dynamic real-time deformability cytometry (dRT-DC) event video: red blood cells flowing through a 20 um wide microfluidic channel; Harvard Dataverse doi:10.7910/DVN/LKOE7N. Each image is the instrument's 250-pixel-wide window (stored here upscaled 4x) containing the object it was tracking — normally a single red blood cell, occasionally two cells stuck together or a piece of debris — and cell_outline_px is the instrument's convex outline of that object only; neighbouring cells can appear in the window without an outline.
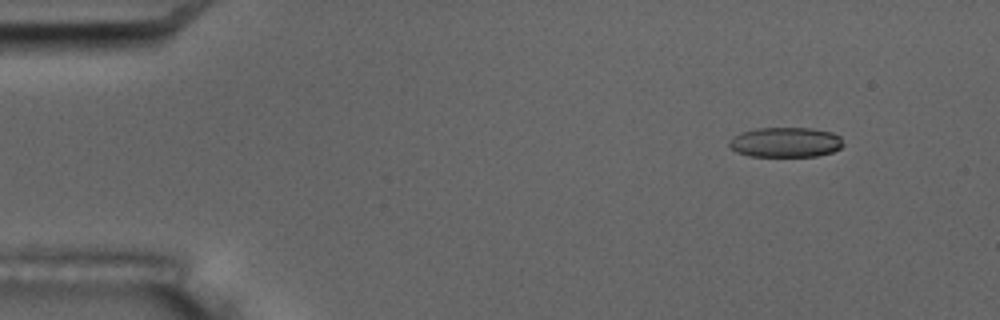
{"species": "common noctule bat (a hibernating species)", "species_latin": "Nyctalus noctula", "temperature_condition": "room temperature", "stored_images_in_passage": 7, "camera_frame_rate_fps": 3000, "um_per_image_px": 0.085, "animal": {"sex": "male", "body_mass_g": 17.5, "forearm_length_mm": 52.3}, "frame": {"image": 1, "passage_image": 2, "time_ms": 1.333, "image_size_px": [1000, 320], "cell_outline_px": [[844, 144], [840, 148], [832, 152], [816, 156], [748, 156], [736, 152], [728, 144], [728, 140], [732, 136], [740, 132], [756, 128], [812, 128], [832, 132], [840, 136]], "centroid_in_image_um": [66.75, 12.08], "position_along_channel_um": 18.3, "area_um2": 20.11}}